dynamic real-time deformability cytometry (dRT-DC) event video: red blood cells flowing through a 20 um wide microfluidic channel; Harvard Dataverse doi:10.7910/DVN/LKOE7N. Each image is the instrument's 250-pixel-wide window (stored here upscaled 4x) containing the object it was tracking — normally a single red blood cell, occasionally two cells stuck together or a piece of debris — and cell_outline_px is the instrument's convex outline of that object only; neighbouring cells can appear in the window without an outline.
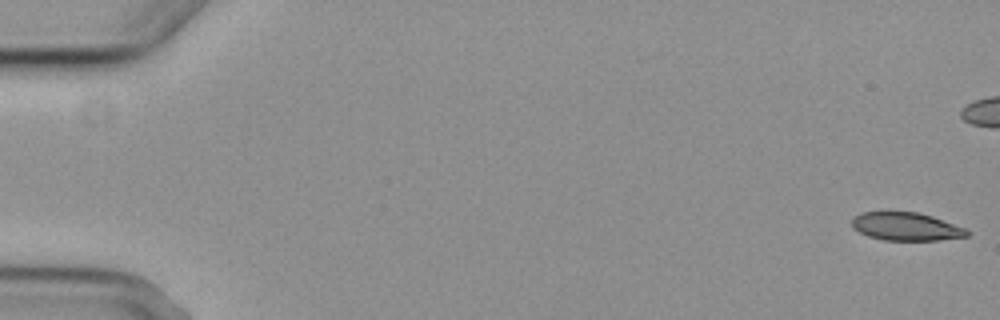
{"species": "common noctule bat (a hibernating species)", "species_latin": "Nyctalus noctula", "temperature_condition": "cold", "stored_images_in_passage": 4, "camera_frame_rate_fps": 3000, "um_per_image_px": 0.085, "animal": {"sex": "female", "body_mass_g": 29.2, "forearm_length_mm": 56.3}, "frame": {"image": 1, "passage_image": 1, "time_ms": 0.0, "image_size_px": [1000, 320], "cell_outline_px": [[972, 232], [968, 236], [940, 240], [884, 240], [868, 236], [852, 228], [852, 216], [860, 212], [888, 208], [920, 212], [932, 216], [964, 228]], "centroid_in_image_um": [76.94, 19.19], "position_along_channel_um": 8.1, "area_um2": 19.77}}